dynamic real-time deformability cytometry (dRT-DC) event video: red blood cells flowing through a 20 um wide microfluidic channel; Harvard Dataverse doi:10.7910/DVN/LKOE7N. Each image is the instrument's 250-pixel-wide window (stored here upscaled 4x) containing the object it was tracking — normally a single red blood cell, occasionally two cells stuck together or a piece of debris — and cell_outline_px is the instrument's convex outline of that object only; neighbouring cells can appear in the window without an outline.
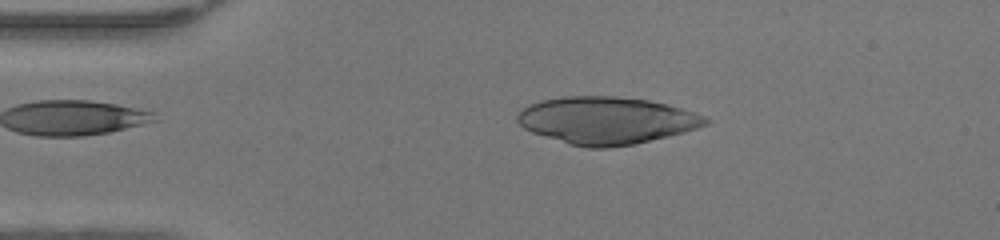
{"species": "human", "species_latin": "Homo sapiens", "temperature_condition": "warm", "stored_images_in_passage": 46, "camera_frame_rate_fps": 3000, "um_per_image_px": 0.085, "donor": {"sex": "female"}, "frame": {"image": 1, "passage_image": 8, "time_ms": 2.333, "image_size_px": [1000, 240], "cell_outline_px": [[708, 124], [684, 132], [632, 144], [608, 148], [588, 148], [568, 144], [532, 132], [524, 128], [516, 120], [516, 116], [528, 104], [540, 100], [564, 96], [616, 96], [648, 100], [668, 104], [696, 112], [704, 116], [708, 120]], "centroid_in_image_um": [51.53, 10.23], "position_along_channel_um": 33.5, "area_um2": 51.73}}